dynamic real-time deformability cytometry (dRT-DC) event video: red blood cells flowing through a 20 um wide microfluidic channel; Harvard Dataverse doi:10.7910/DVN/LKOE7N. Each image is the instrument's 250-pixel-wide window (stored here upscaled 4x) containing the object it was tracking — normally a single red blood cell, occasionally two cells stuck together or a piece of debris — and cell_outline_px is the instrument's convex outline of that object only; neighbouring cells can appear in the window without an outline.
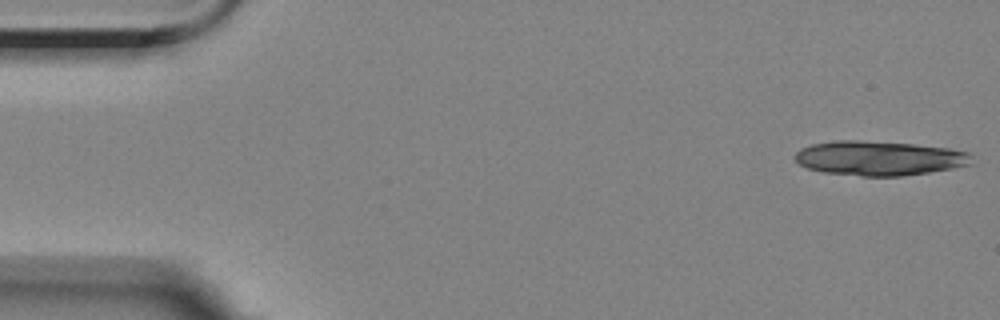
{"species": "Egyptian fruit bat (a non-hibernating species)", "species_latin": "Rousettus aegyptiacus", "temperature_condition": "room temperature", "stored_images_in_passage": 15, "camera_frame_rate_fps": 3000, "um_per_image_px": 0.085, "animal": {"sex": "female"}, "frame": {"image": 1, "passage_image": 1, "time_ms": 0.0, "image_size_px": [1000, 320], "cell_outline_px": [[972, 164], [952, 168], [928, 172], [900, 176], [860, 176], [824, 172], [808, 168], [800, 164], [792, 156], [800, 148], [812, 144], [836, 140], [856, 140], [912, 144], [948, 148], [972, 152]], "centroid_in_image_um": [74.73, 13.44], "position_along_channel_um": 10.3, "area_um2": 35.55}}